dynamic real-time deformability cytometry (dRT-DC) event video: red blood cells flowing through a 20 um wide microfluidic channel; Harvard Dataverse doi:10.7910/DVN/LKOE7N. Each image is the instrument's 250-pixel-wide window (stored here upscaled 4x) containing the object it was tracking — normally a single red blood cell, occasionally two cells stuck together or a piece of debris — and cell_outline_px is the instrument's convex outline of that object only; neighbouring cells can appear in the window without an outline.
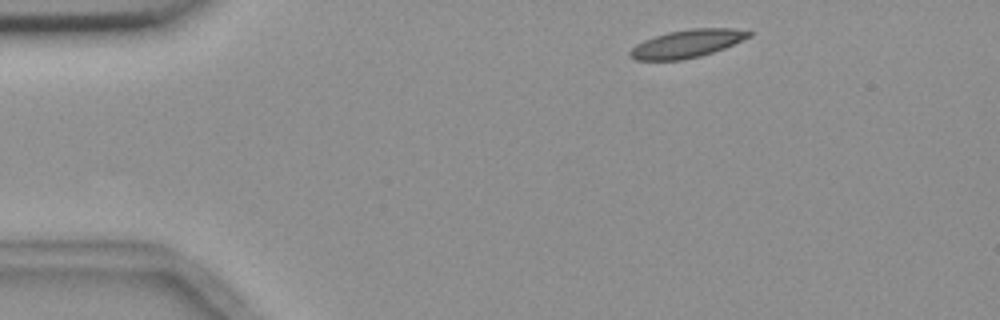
{"species": "common noctule bat (a hibernating species)", "species_latin": "Nyctalus noctula", "temperature_condition": "room temperature", "stored_images_in_passage": 3, "segment_of_instrument_passage": [1, 2], "camera_frame_rate_fps": 3000, "um_per_image_px": 0.085, "animal": {"sex": "female", "body_mass_g": 18.4}, "frame": {"image": 1, "passage_image": 1, "time_ms": 0.0, "image_size_px": [1000, 320], "cell_outline_px": [[752, 36], [724, 48], [700, 56], [680, 60], [636, 60], [628, 56], [628, 52], [636, 44], [644, 40], [668, 32], [692, 28], [732, 28], [752, 32]], "centroid_in_image_um": [58.38, 3.71], "position_along_channel_um": 26.6, "area_um2": 19.25}}